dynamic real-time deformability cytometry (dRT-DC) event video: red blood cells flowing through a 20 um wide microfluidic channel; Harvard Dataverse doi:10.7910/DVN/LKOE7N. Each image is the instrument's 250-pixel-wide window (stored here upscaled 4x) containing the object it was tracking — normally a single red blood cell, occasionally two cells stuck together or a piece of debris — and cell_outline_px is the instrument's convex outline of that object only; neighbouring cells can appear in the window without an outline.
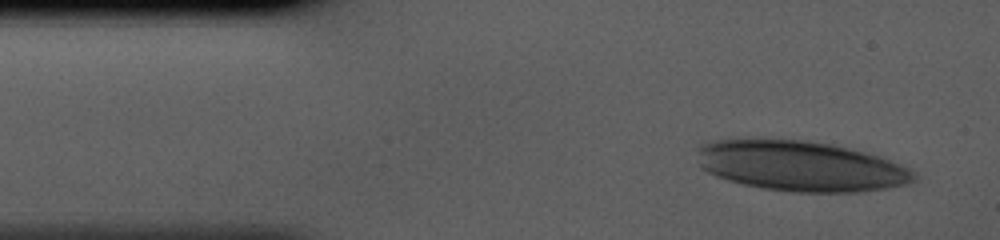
{"species": "human", "species_latin": "Homo sapiens", "temperature_condition": "cold", "stored_images_in_passage": 39, "camera_frame_rate_fps": 3000, "um_per_image_px": 0.085, "donor": {"sex": "male"}, "frame": {"image": 1, "passage_image": 1, "time_ms": 0.0, "image_size_px": [1000, 240], "cell_outline_px": [[916, 180], [908, 184], [884, 188], [856, 192], [796, 192], [760, 188], [728, 180], [716, 176], [700, 168], [700, 144], [712, 140], [804, 140], [832, 144], [864, 152], [888, 160], [908, 168], [916, 176]], "centroid_in_image_um": [68.05, 14.13], "position_along_channel_um": 17.0, "area_um2": 62.71}}
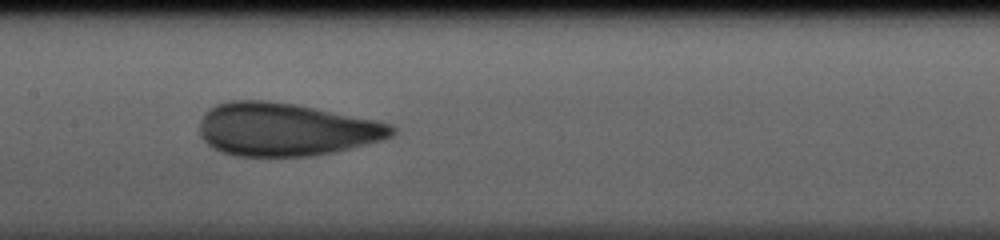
{"frame": {"image": 2, "passage_image": 17, "time_ms": 5.333, "image_size_px": [1000, 240], "cell_outline_px": [[396, 132], [392, 136], [380, 140], [332, 152], [312, 156], [236, 156], [220, 152], [212, 148], [200, 136], [200, 120], [208, 108], [216, 104], [228, 100], [268, 100], [296, 104], [376, 120], [388, 124], [396, 128]], "centroid_in_image_um": [24.23, 10.99], "position_along_channel_um": 183.2, "area_um2": 59.48}}
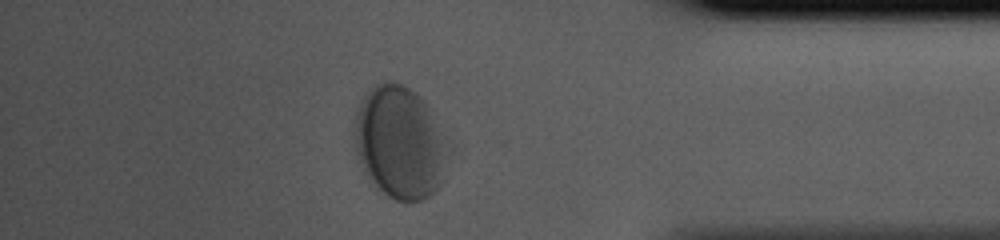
{"frame": {"image": 3, "passage_image": 34, "time_ms": 11.0, "image_size_px": [1000, 240], "cell_outline_px": [[452, 152], [444, 180], [436, 192], [424, 200], [404, 204], [388, 196], [372, 180], [356, 156], [356, 108], [360, 100], [376, 84], [392, 80], [396, 80], [408, 88], [424, 100], [428, 104], [452, 144]], "centroid_in_image_um": [34.11, 12.14], "position_along_channel_um": 401.1, "area_um2": 62.77}}